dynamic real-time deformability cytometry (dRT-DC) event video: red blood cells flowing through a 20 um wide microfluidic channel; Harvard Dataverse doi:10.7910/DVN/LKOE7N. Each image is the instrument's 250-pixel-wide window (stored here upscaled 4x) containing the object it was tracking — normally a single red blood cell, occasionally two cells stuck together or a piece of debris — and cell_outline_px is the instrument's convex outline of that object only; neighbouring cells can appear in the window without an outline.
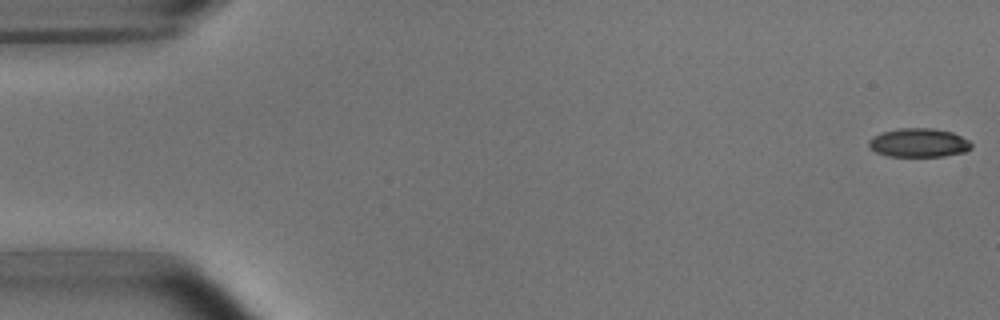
{"species": "common noctule bat (a hibernating species)", "species_latin": "Nyctalus noctula", "temperature_condition": "room temperature", "stored_images_in_passage": 3, "camera_frame_rate_fps": 3000, "um_per_image_px": 0.085, "animal": {"sex": "male", "body_mass_g": 15.6}, "frame": {"image": 1, "passage_image": 1, "time_ms": 0.0, "image_size_px": [1000, 320], "cell_outline_px": [[972, 148], [964, 152], [944, 156], [888, 156], [876, 152], [868, 144], [868, 140], [872, 136], [880, 132], [900, 128], [932, 128], [952, 132], [968, 140], [972, 144]], "centroid_in_image_um": [78.08, 12.13], "position_along_channel_um": 6.9, "area_um2": 17.22}}